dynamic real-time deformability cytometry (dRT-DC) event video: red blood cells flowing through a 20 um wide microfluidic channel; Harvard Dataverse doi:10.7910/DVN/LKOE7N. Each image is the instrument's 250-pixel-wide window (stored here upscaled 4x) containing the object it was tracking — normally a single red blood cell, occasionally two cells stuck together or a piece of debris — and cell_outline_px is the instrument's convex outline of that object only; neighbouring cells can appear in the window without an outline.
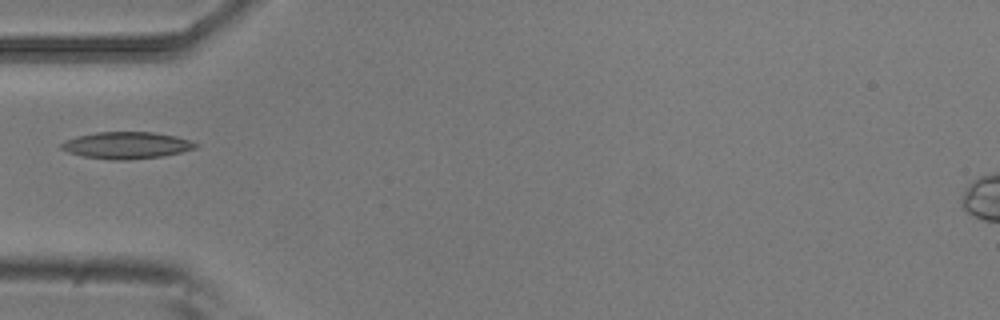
{"species": "common noctule bat (a hibernating species)", "species_latin": "Nyctalus noctula", "temperature_condition": "room temperature", "stored_images_in_passage": 6, "camera_frame_rate_fps": 3000, "um_per_image_px": 0.085, "animal": {"sex": "male", "body_mass_g": 20.5, "forearm_length_mm": 52.5}, "frame": {"image": 1, "passage_image": 5, "time_ms": 1.333, "image_size_px": [1000, 320], "cell_outline_px": [[200, 144], [196, 148], [164, 156], [128, 160], [112, 160], [84, 156], [68, 152], [60, 148], [60, 144], [64, 140], [76, 136], [96, 132], [152, 132], [176, 136], [192, 140]], "centroid_in_image_um": [10.77, 12.35], "position_along_channel_um": 74.2, "area_um2": 21.15}}
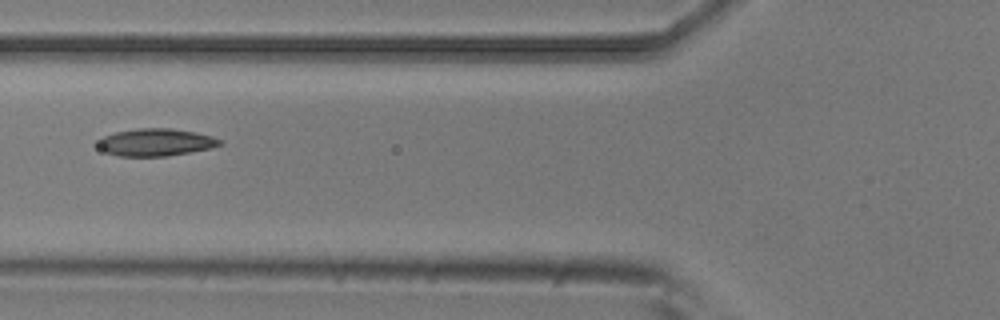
{"frame": {"image": 2, "passage_image": 6, "time_ms": 1.667, "image_size_px": [1000, 320], "cell_outline_px": [[224, 144], [212, 148], [168, 156], [120, 156], [104, 152], [92, 144], [96, 140], [104, 136], [116, 132], [140, 128], [172, 128], [196, 132], [212, 136], [224, 140]], "centroid_in_image_um": [13.23, 12.1], "position_along_channel_um": 112.6, "area_um2": 19.88}}